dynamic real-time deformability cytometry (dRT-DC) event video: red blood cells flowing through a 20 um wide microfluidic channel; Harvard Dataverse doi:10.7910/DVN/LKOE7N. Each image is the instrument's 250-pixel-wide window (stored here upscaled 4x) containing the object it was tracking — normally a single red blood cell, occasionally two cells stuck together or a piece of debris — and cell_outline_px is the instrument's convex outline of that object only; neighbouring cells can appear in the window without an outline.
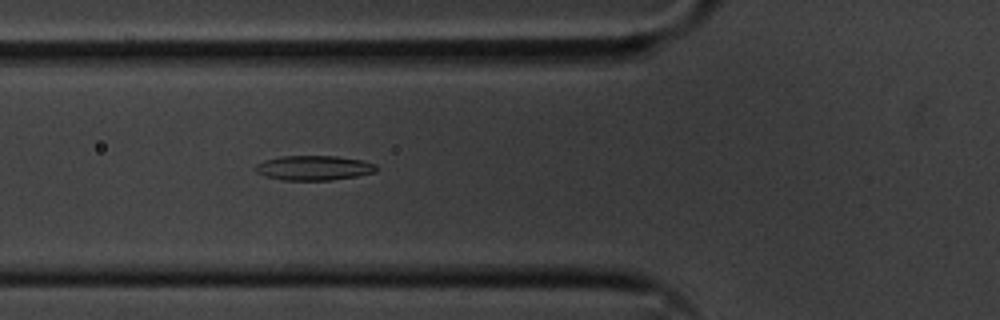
{"species": "common noctule bat (a hibernating species)", "species_latin": "Nyctalus noctula", "temperature_condition": "cold", "stored_images_in_passage": 48, "camera_frame_rate_fps": 3000, "um_per_image_px": 0.085, "animal": {"sex": "male", "body_mass_g": 20.1, "forearm_length_mm": 53.5}, "frame": {"image": 1, "passage_image": 12, "time_ms": 3.667, "image_size_px": [1000, 320], "cell_outline_px": [[376, 172], [356, 176], [332, 180], [284, 180], [264, 176], [256, 172], [252, 168], [256, 164], [264, 160], [280, 156], [336, 156], [360, 160], [376, 164]], "centroid_in_image_um": [26.62, 14.27], "position_along_channel_um": 99.2, "area_um2": 17.46}}
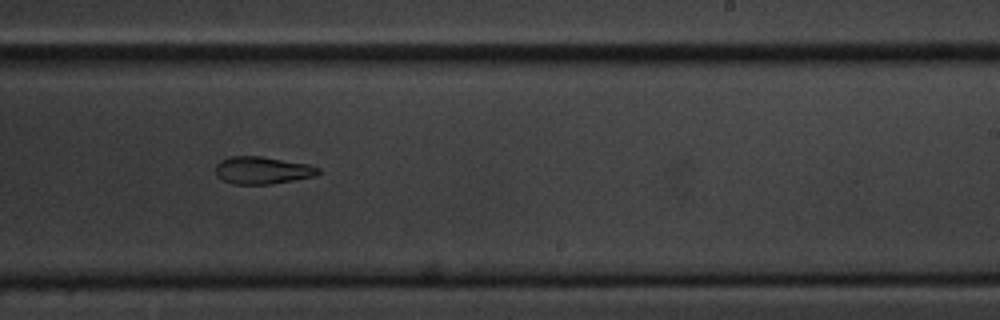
{"frame": {"image": 2, "passage_image": 26, "time_ms": 8.333, "image_size_px": [1000, 320], "cell_outline_px": [[320, 172], [316, 176], [272, 184], [232, 184], [216, 176], [216, 164], [220, 160], [228, 156], [260, 156], [308, 164], [320, 168]], "centroid_in_image_um": [22.29, 14.47], "position_along_channel_um": 266.7, "area_um2": 16.47}}
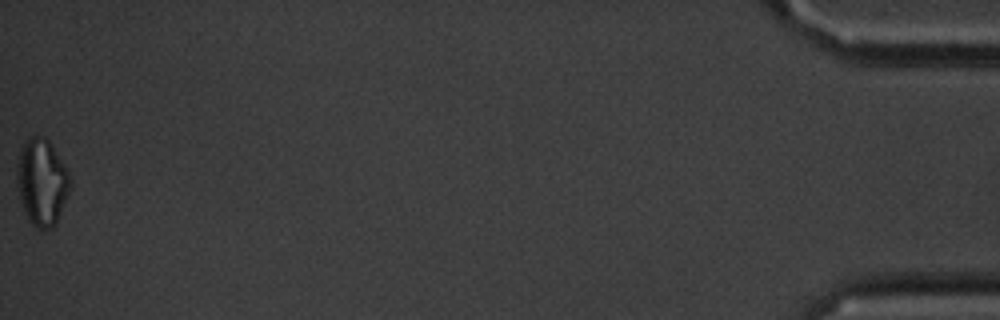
{"frame": {"image": 3, "passage_image": 48, "time_ms": 15.667, "image_size_px": [1000, 320], "cell_outline_px": [[72, 184], [56, 224], [52, 228], [36, 228], [28, 220], [24, 212], [16, 180], [16, 164], [20, 148], [24, 140], [28, 136], [44, 136], [52, 144], [68, 172], [72, 180]], "centroid_in_image_um": [3.55, 15.44], "position_along_channel_um": 431.7, "area_um2": 27.17}, "authors_computed_cell_mechanics": {"area_um2": 17.4556, "velocity_mm_per_s": 3.5857, "shape_relaxation_time_tau1_ms": 9.0269, "shape_relaxation_time_tau2_ms": null, "deformation_change_tau1": 0.2087, "deformation_change_tau2": null}}